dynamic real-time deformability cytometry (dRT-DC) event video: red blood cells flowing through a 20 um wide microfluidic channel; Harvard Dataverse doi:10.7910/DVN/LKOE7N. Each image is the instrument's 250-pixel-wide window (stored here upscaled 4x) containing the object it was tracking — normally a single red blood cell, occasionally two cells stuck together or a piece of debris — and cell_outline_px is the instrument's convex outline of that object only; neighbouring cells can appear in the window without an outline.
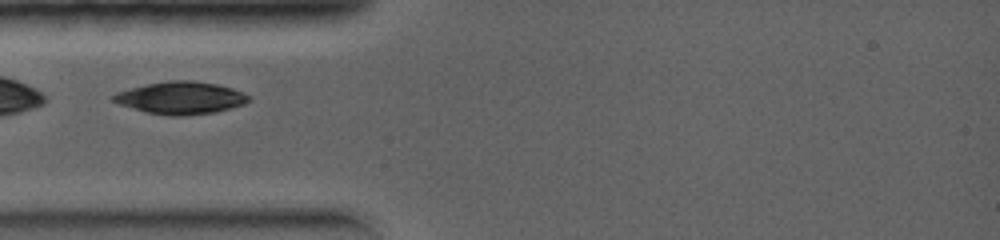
{"species": "common noctule bat (a hibernating species)", "species_latin": "Nyctalus noctula", "temperature_condition": "warm", "stored_images_in_passage": 1, "camera_frame_rate_fps": 5000, "um_per_image_px": 0.085, "animal": {"sex": "female", "body_mass_g": 19.0, "forearm_length_mm": 56.7}, "frame": {"image": 1, "passage_image": 1, "time_ms": 0.0, "image_size_px": [1000, 240], "cell_outline_px": [[252, 100], [244, 104], [232, 108], [216, 112], [184, 116], [172, 116], [144, 112], [120, 104], [112, 100], [112, 96], [116, 92], [148, 84], [168, 80], [192, 80], [216, 84], [232, 88], [248, 96]], "centroid_in_image_um": [15.37, 8.33], "position_along_channel_um": 69.6, "area_um2": 25.49}}